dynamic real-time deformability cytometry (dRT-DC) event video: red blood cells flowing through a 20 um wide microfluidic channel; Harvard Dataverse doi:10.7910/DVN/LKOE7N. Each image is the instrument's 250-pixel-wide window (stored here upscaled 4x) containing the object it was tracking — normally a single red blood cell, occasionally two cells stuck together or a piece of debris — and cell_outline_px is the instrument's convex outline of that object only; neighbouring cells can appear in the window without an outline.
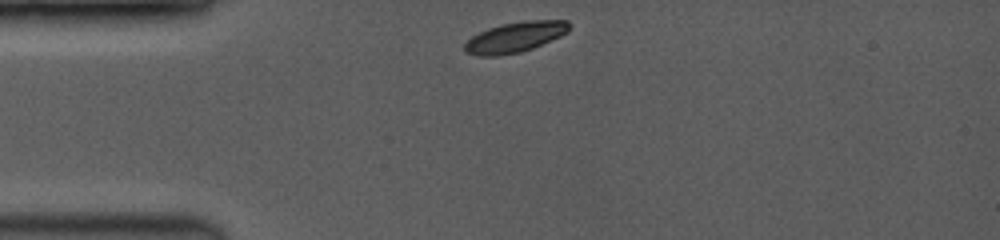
{"species": "common noctule bat (a hibernating species)", "species_latin": "Nyctalus noctula", "temperature_condition": "room temperature", "stored_images_in_passage": 8, "camera_frame_rate_fps": 3500, "um_per_image_px": 0.085, "animal": {"sex": "female", "body_mass_g": 19.0, "forearm_length_mm": 53.3}, "frame": {"image": 1, "passage_image": 1, "time_ms": 0.0, "image_size_px": [1000, 240], "cell_outline_px": [[568, 32], [560, 36], [532, 48], [520, 52], [496, 56], [480, 56], [464, 52], [464, 44], [472, 36], [488, 28], [500, 24], [524, 20], [568, 20]], "centroid_in_image_um": [43.75, 3.15], "position_along_channel_um": 41.2, "area_um2": 18.44}}